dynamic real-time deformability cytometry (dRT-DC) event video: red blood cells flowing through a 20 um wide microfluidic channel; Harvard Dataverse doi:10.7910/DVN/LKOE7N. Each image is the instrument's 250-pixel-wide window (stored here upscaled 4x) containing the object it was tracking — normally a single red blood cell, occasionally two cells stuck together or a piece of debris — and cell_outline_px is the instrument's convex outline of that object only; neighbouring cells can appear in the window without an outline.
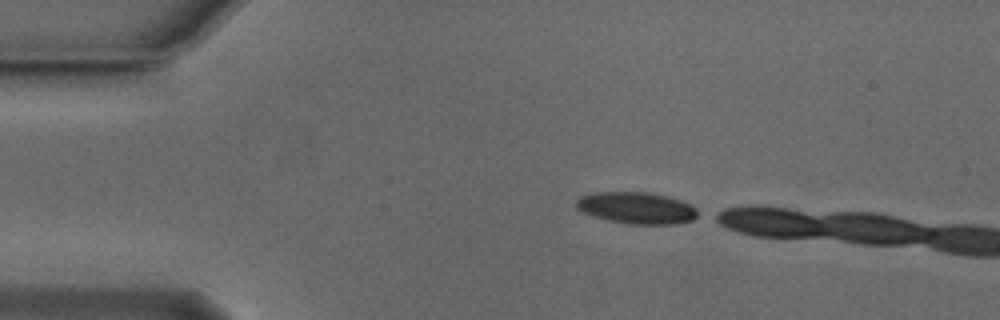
{"species": "Egyptian fruit bat (a non-hibernating species)", "species_latin": "Rousettus aegyptiacus", "temperature_condition": "cold", "stored_images_in_passage": 10, "camera_frame_rate_fps": 3000, "um_per_image_px": 0.085, "animal": {"sex": "male"}, "frame": {"image": 1, "passage_image": 1, "time_ms": 0.0, "image_size_px": [1000, 320], "cell_outline_px": [[700, 216], [692, 220], [676, 224], [628, 224], [608, 220], [592, 216], [576, 208], [576, 200], [580, 196], [596, 192], [648, 192], [680, 200], [692, 204], [696, 208]], "centroid_in_image_um": [54.13, 17.68], "position_along_channel_um": 30.9, "area_um2": 22.54}}
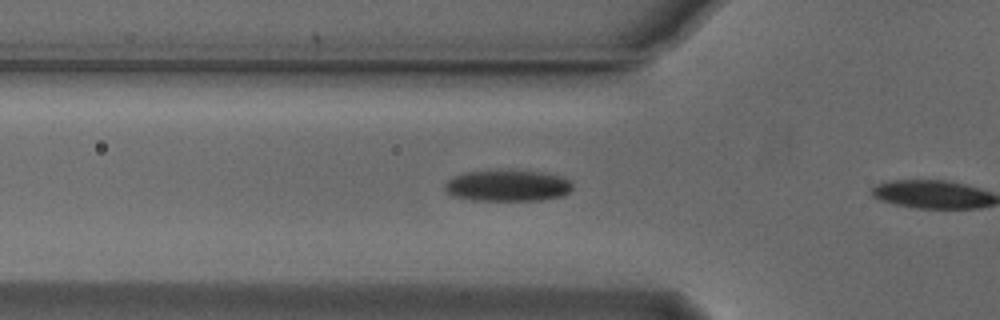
{"frame": {"image": 2, "passage_image": 9, "time_ms": 2.667, "image_size_px": [1000, 320], "cell_outline_px": [[572, 188], [564, 196], [540, 200], [472, 200], [452, 196], [444, 192], [444, 184], [448, 180], [464, 172], [504, 168], [512, 168], [548, 172], [564, 176], [572, 180]], "centroid_in_image_um": [43.18, 15.73], "position_along_channel_um": 82.6, "area_um2": 24.45}}